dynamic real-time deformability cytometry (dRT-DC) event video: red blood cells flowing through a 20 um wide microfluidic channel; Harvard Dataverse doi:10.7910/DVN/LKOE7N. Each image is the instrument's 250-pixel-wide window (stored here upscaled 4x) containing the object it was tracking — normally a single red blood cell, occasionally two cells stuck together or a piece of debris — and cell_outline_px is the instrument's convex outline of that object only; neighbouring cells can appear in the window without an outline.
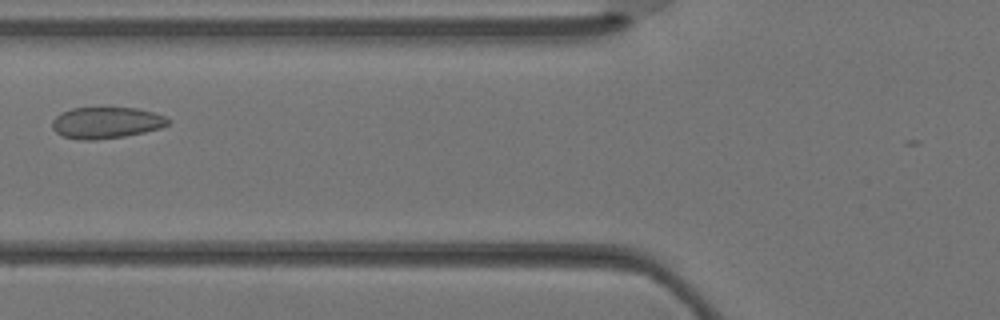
{"species": "Egyptian fruit bat (a non-hibernating species)", "species_latin": "Rousettus aegyptiacus", "temperature_condition": "warm", "stored_images_in_passage": 2, "camera_frame_rate_fps": 3000, "um_per_image_px": 0.085, "animal": {"sex": "female"}, "frame": {"image": 1, "passage_image": 2, "time_ms": 0.333, "image_size_px": [1000, 320], "cell_outline_px": [[172, 120], [168, 124], [160, 128], [144, 132], [124, 136], [96, 140], [80, 140], [64, 136], [56, 132], [52, 128], [52, 120], [56, 116], [72, 108], [136, 108], [152, 112], [164, 116]], "centroid_in_image_um": [9.03, 10.44], "position_along_channel_um": 116.8, "area_um2": 21.04}}